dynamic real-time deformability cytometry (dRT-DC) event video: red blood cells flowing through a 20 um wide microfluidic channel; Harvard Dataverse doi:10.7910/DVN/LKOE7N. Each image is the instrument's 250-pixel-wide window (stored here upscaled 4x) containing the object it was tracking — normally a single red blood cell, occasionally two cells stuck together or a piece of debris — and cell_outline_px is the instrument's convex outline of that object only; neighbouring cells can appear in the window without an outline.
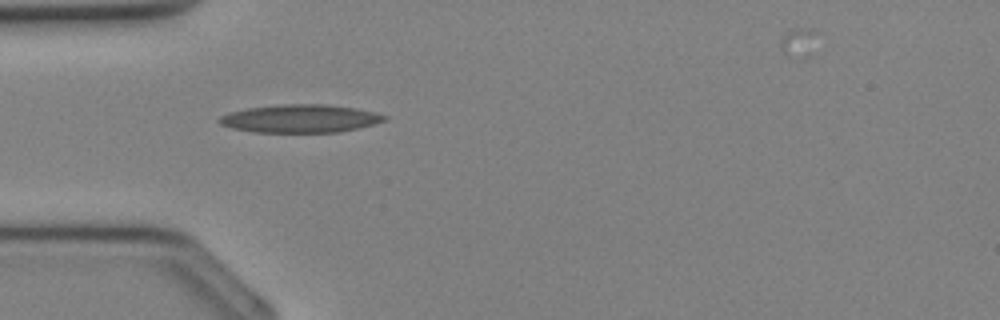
{"species": "Egyptian fruit bat (a non-hibernating species)", "species_latin": "Rousettus aegyptiacus", "temperature_condition": "cold", "stored_images_in_passage": 31, "camera_frame_rate_fps": 3000, "um_per_image_px": 0.085, "animal": {"sex": "female"}, "frame": {"image": 1, "passage_image": 7, "time_ms": 2.0, "image_size_px": [1000, 320], "cell_outline_px": [[388, 120], [360, 128], [340, 132], [252, 132], [232, 128], [220, 124], [216, 120], [220, 116], [228, 112], [248, 108], [280, 104], [324, 104], [356, 108], [376, 112], [388, 116]], "centroid_in_image_um": [25.54, 10.08], "position_along_channel_um": 59.5, "area_um2": 27.28}}
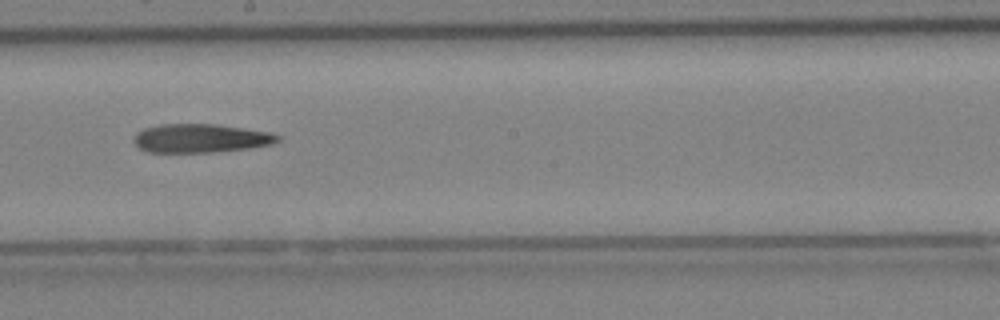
{"frame": {"image": 2, "passage_image": 16, "time_ms": 5.0, "image_size_px": [1000, 320], "cell_outline_px": [[284, 136], [280, 140], [272, 144], [248, 148], [212, 152], [148, 152], [140, 148], [132, 140], [136, 132], [144, 128], [160, 124], [216, 124], [272, 132]], "centroid_in_image_um": [17.08, 11.74], "position_along_channel_um": 231.1, "area_um2": 24.22}}
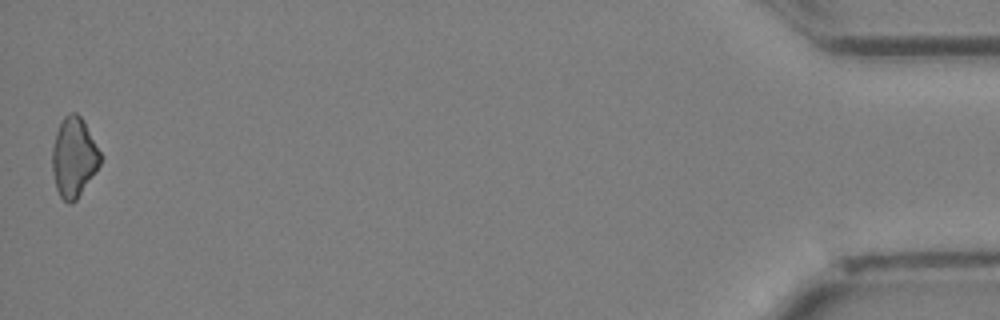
{"frame": {"image": 3, "passage_image": 31, "time_ms": 10.0, "image_size_px": [1000, 320], "cell_outline_px": [[104, 156], [96, 172], [76, 200], [72, 204], [68, 204], [60, 196], [56, 188], [52, 172], [52, 148], [56, 132], [64, 116], [72, 112], [76, 112], [84, 120]], "centroid_in_image_um": [6.3, 13.37], "position_along_channel_um": 428.9, "area_um2": 22.72}}